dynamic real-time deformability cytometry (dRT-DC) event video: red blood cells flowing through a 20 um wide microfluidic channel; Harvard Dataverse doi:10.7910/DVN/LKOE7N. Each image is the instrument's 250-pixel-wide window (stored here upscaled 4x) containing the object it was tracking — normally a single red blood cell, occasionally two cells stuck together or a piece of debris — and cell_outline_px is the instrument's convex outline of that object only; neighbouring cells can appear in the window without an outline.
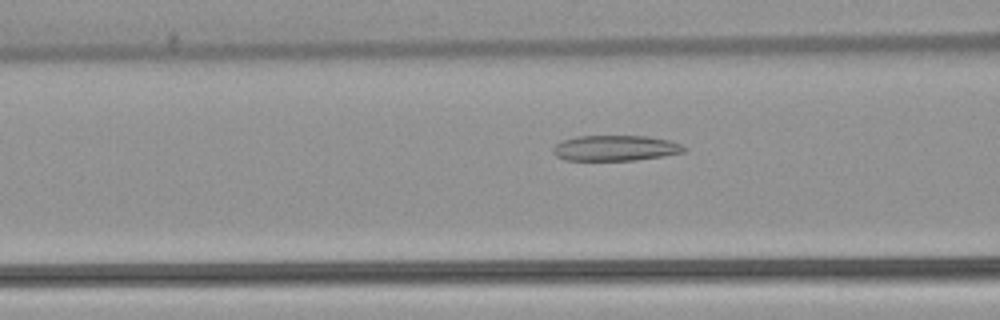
{"species": "common noctule bat (a hibernating species)", "species_latin": "Nyctalus noctula", "temperature_condition": "warm", "stored_images_in_passage": 34, "camera_frame_rate_fps": 3000, "um_per_image_px": 0.085, "animal": {"sex": "female", "body_mass_g": 22.7, "forearm_length_mm": 54.2}, "frame": {"image": 1, "passage_image": 6, "time_ms": 1.667, "image_size_px": [1000, 320], "cell_outline_px": [[688, 148], [684, 152], [636, 160], [564, 160], [556, 156], [552, 152], [552, 148], [560, 140], [576, 136], [648, 136], [668, 140], [680, 144]], "centroid_in_image_um": [52.26, 12.58], "position_along_channel_um": 114.3, "area_um2": 19.54}}
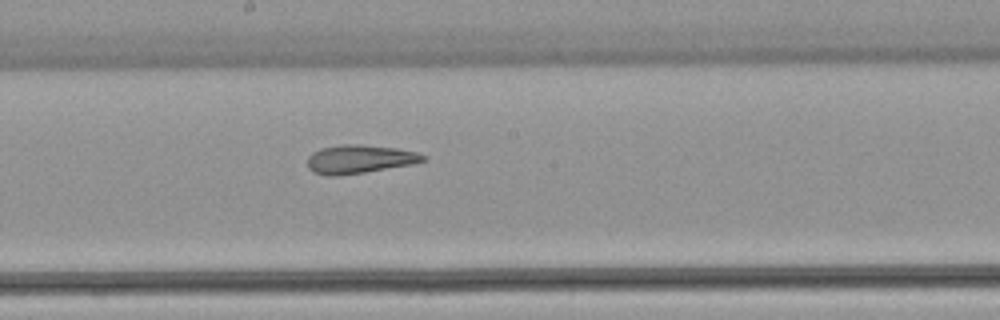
{"frame": {"image": 2, "passage_image": 14, "time_ms": 4.333, "image_size_px": [1000, 320], "cell_outline_px": [[428, 160], [412, 164], [340, 176], [328, 176], [312, 172], [308, 168], [308, 156], [312, 152], [320, 148], [340, 144], [360, 144], [396, 148], [416, 152], [428, 156]], "centroid_in_image_um": [30.55, 13.52], "position_along_channel_um": 217.7, "area_um2": 19.42}}
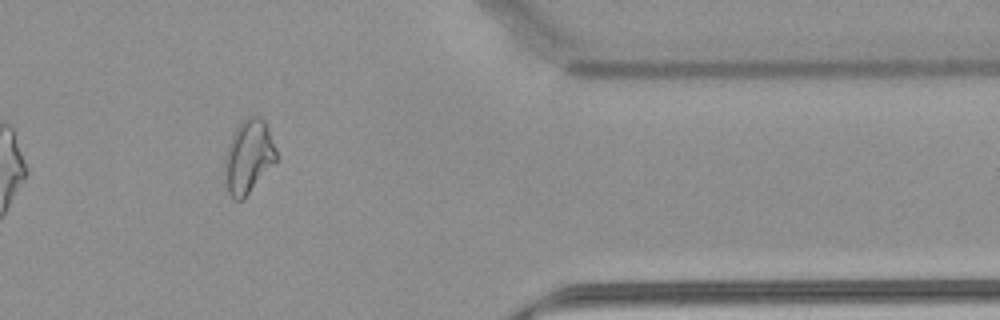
{"frame": {"image": 3, "passage_image": 29, "time_ms": 9.333, "image_size_px": [1000, 320], "cell_outline_px": [[276, 160], [244, 200], [236, 200], [228, 192], [224, 172], [224, 156], [228, 144], [236, 128], [248, 116], [256, 116], [264, 120], [268, 128], [276, 148]], "centroid_in_image_um": [21.11, 13.33], "position_along_channel_um": 390.3, "area_um2": 21.91}, "authors_computed_cell_mechanics": {"area_um2": 19.8543, "velocity_mm_per_s": 3.8765, "shape_relaxation_time_tau1_ms": null, "shape_relaxation_time_tau2_ms": 3.0964, "deformation_change_tau1": null, "deformation_change_tau2": 0.1198}}